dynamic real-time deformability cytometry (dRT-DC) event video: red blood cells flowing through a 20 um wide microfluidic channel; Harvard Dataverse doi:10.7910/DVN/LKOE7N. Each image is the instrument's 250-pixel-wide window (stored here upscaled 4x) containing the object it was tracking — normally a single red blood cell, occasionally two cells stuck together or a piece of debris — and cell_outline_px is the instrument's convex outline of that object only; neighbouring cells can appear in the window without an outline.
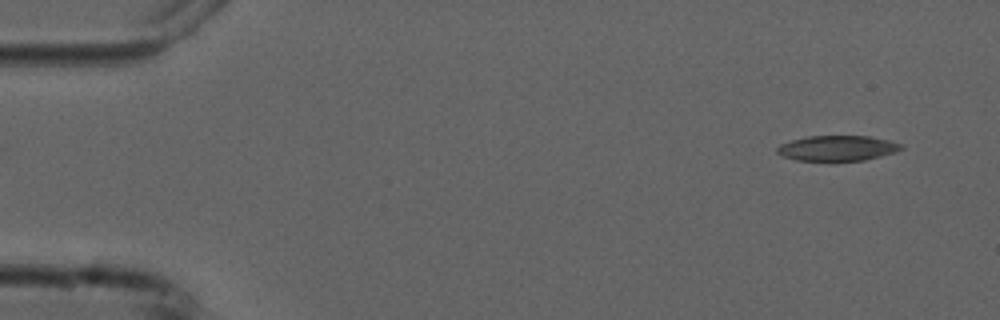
{"species": "common noctule bat (a hibernating species)", "species_latin": "Nyctalus noctula", "temperature_condition": "cold", "stored_images_in_passage": 2, "camera_frame_rate_fps": 3000, "um_per_image_px": 0.085, "animal": {"sex": "male", "forearm_length_mm": 52.5}, "frame": {"image": 1, "passage_image": 2, "time_ms": 1.0, "image_size_px": [1000, 320], "cell_outline_px": [[904, 148], [896, 152], [864, 160], [796, 160], [784, 156], [776, 152], [776, 148], [780, 144], [792, 140], [808, 136], [868, 136], [888, 140], [904, 144]], "centroid_in_image_um": [71.2, 12.58], "position_along_channel_um": 13.8, "area_um2": 18.15}}